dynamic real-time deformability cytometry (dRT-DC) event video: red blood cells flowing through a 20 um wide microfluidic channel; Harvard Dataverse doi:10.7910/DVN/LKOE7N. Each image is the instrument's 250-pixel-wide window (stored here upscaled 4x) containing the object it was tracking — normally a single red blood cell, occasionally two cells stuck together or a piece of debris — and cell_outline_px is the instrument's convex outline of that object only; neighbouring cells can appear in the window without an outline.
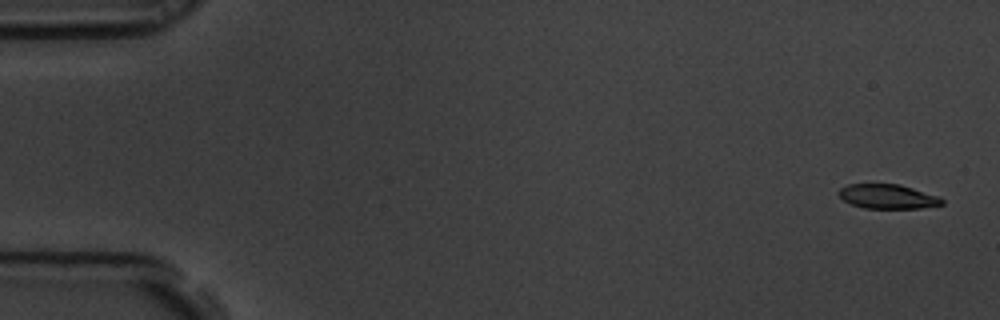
{"species": "common noctule bat (a hibernating species)", "species_latin": "Nyctalus noctula", "temperature_condition": "room temperature", "stored_images_in_passage": 59, "camera_frame_rate_fps": 3000, "um_per_image_px": 0.085, "animal": {"sex": "male", "body_mass_g": 19.5, "forearm_length_mm": 54.6}, "frame": {"image": 1, "passage_image": 2, "time_ms": 0.333, "image_size_px": [1000, 320], "cell_outline_px": [[944, 204], [920, 208], [864, 208], [852, 204], [844, 200], [836, 192], [840, 188], [848, 184], [900, 184], [940, 196], [944, 200]], "centroid_in_image_um": [75.47, 16.69], "position_along_channel_um": 9.5, "area_um2": 14.74}}
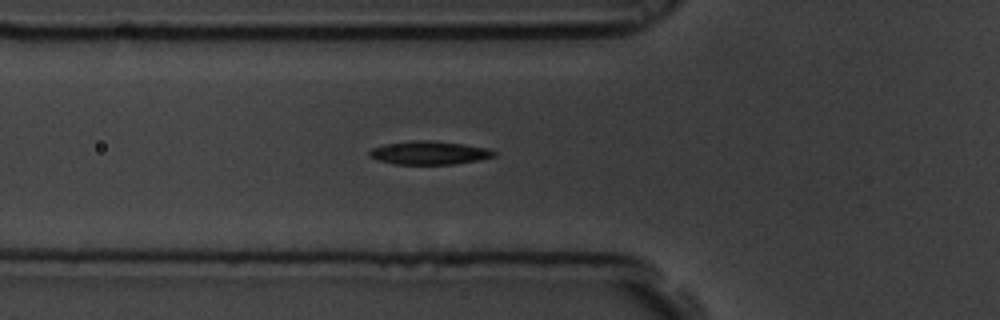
{"frame": {"image": 2, "passage_image": 21, "time_ms": 6.667, "image_size_px": [1000, 320], "cell_outline_px": [[496, 156], [480, 160], [456, 164], [392, 164], [368, 156], [368, 152], [372, 148], [384, 144], [412, 140], [432, 140], [464, 144], [488, 148], [496, 152]], "centroid_in_image_um": [36.5, 12.98], "position_along_channel_um": 89.3, "area_um2": 17.17}}
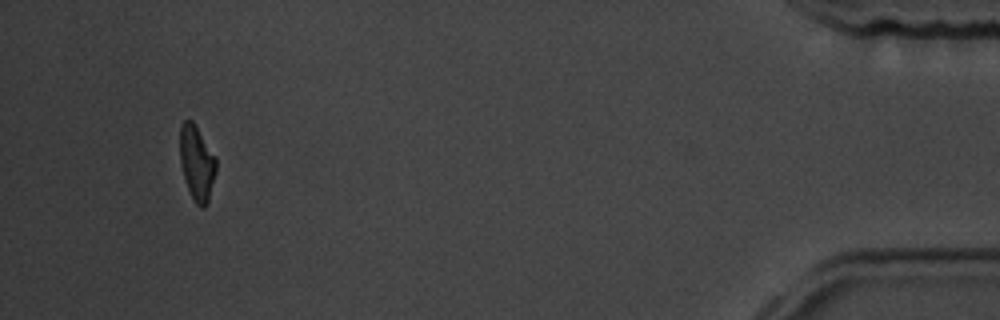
{"frame": {"image": 3, "passage_image": 56, "time_ms": 18.333, "image_size_px": [1000, 320], "cell_outline_px": [[216, 172], [208, 200], [204, 208], [200, 208], [196, 204], [188, 188], [180, 164], [180, 124], [184, 120], [192, 120], [216, 156]], "centroid_in_image_um": [16.73, 13.83], "position_along_channel_um": 418.5, "area_um2": 15.72}, "authors_computed_cell_mechanics": {"area_um2": 16.2996, "velocity_mm_per_s": 3.4543, "shape_relaxation_time_tau1_ms": 3.3777, "shape_relaxation_time_tau2_ms": 6.2117, "deformation_change_tau1": 0.1281, "deformation_change_tau2": 0.1296}}